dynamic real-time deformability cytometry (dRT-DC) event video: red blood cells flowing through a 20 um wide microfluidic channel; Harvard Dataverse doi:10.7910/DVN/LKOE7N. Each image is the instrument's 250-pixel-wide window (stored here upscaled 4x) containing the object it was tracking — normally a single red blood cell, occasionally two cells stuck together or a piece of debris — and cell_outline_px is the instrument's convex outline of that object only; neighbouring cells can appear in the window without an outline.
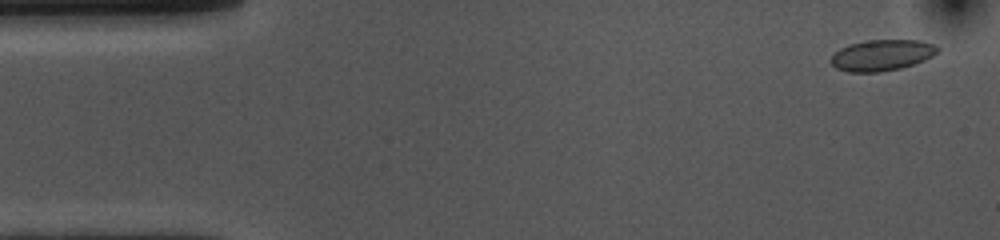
{"species": "common noctule bat (a hibernating species)", "species_latin": "Nyctalus noctula", "temperature_condition": "cold", "stored_images_in_passage": 52, "camera_frame_rate_fps": 3000, "um_per_image_px": 0.085, "animal": {"sex": "female", "body_mass_g": 10.0, "forearm_length_mm": 53.1}, "frame": {"image": 1, "passage_image": 2, "time_ms": 0.333, "image_size_px": [1000, 240], "cell_outline_px": [[940, 48], [932, 56], [924, 60], [900, 68], [880, 72], [848, 72], [836, 68], [828, 60], [840, 48], [848, 44], [864, 40], [920, 40], [932, 44]], "centroid_in_image_um": [74.91, 4.68], "position_along_channel_um": 10.1, "area_um2": 19.31}}
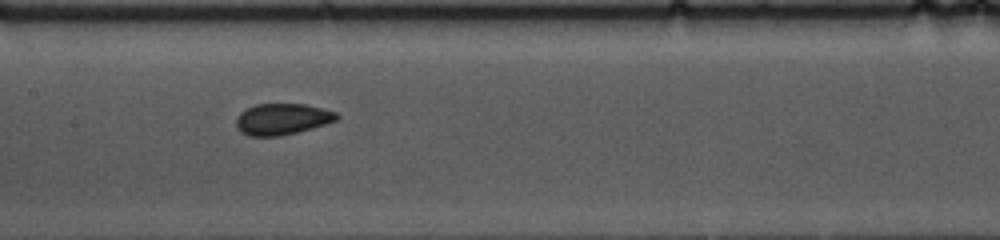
{"frame": {"image": 2, "passage_image": 24, "time_ms": 7.667, "image_size_px": [1000, 240], "cell_outline_px": [[340, 116], [336, 120], [312, 128], [280, 136], [248, 136], [240, 132], [236, 128], [236, 116], [244, 108], [256, 104], [308, 104], [336, 112]], "centroid_in_image_um": [23.94, 10.12], "position_along_channel_um": 183.5, "area_um2": 18.5}}
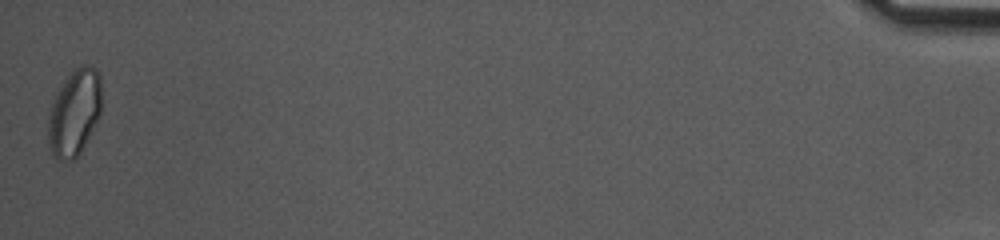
{"frame": {"image": 3, "passage_image": 52, "time_ms": 17.0, "image_size_px": [1000, 240], "cell_outline_px": [[100, 116], [80, 152], [72, 160], [60, 160], [52, 156], [48, 144], [48, 120], [52, 104], [64, 80], [80, 64], [88, 64], [96, 68], [100, 76]], "centroid_in_image_um": [6.32, 9.57], "position_along_channel_um": 428.9, "area_um2": 26.59}, "authors_computed_cell_mechanics": {"area_um2": 18.9006, "velocity_mm_per_s": 3.7211, "shape_relaxation_time_tau1_ms": 7.5961, "shape_relaxation_time_tau2_ms": 1.9166, "deformation_change_tau1": 0.1121, "deformation_change_tau2": 0.054}}